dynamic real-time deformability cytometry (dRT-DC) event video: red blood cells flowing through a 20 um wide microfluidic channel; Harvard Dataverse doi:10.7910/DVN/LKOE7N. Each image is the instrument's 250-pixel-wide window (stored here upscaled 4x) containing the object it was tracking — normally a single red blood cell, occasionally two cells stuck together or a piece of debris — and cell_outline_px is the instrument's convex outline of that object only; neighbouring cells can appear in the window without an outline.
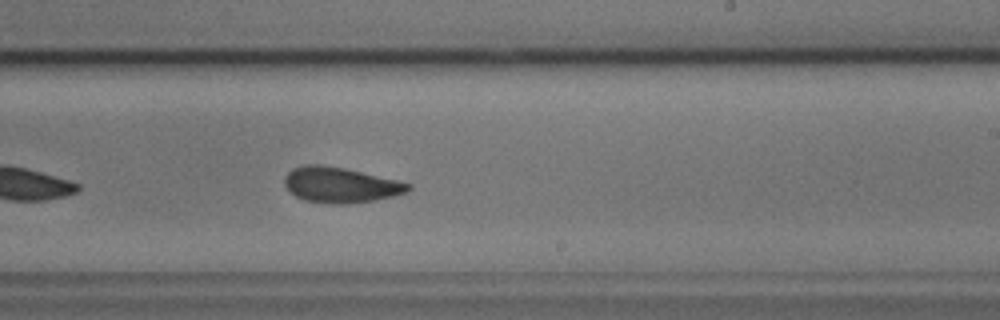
{"species": "common noctule bat (a hibernating species)", "species_latin": "Nyctalus noctula", "temperature_condition": "cold", "stored_images_in_passage": 26, "camera_frame_rate_fps": 3000, "um_per_image_px": 0.085, "animal": {"sex": "male", "body_mass_g": 17.9, "forearm_length_mm": 54.2}, "frame": {"image": 1, "passage_image": 19, "time_ms": 6.0, "image_size_px": [1000, 320], "cell_outline_px": [[412, 188], [408, 192], [376, 200], [344, 204], [336, 204], [304, 200], [296, 196], [284, 184], [284, 176], [292, 168], [304, 164], [320, 164], [344, 168], [396, 180], [412, 184]], "centroid_in_image_um": [28.93, 15.71], "position_along_channel_um": 260.1, "area_um2": 25.43}}